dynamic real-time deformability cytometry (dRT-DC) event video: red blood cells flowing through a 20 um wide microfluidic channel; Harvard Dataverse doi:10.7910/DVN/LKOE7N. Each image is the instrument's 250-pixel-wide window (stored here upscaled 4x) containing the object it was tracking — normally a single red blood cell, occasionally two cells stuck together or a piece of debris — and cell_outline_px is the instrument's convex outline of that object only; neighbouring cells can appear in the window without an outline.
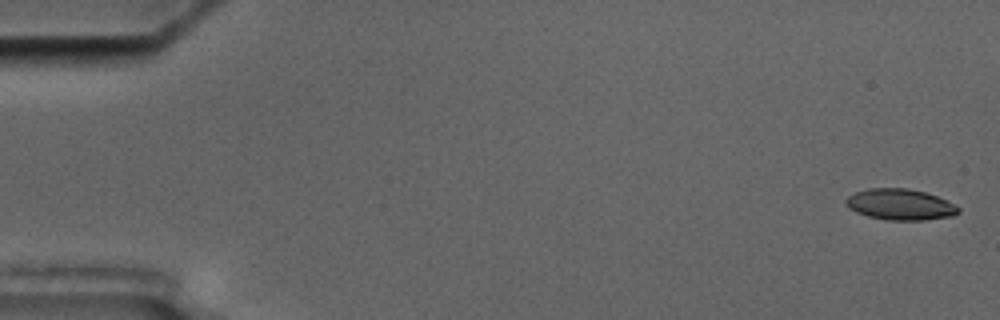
{"species": "common noctule bat (a hibernating species)", "species_latin": "Nyctalus noctula", "temperature_condition": "cold", "stored_images_in_passage": 5, "camera_frame_rate_fps": 3000, "um_per_image_px": 0.085, "animal": {"sex": "male", "body_mass_g": 17.5, "forearm_length_mm": 52.3}, "frame": {"image": 1, "passage_image": 1, "time_ms": 0.0, "image_size_px": [1000, 320], "cell_outline_px": [[960, 212], [952, 216], [924, 220], [888, 220], [868, 216], [856, 212], [848, 208], [844, 200], [848, 196], [856, 192], [868, 188], [908, 188], [924, 192], [936, 196], [960, 208]], "centroid_in_image_um": [76.48, 17.38], "position_along_channel_um": 8.5, "area_um2": 20.23}}
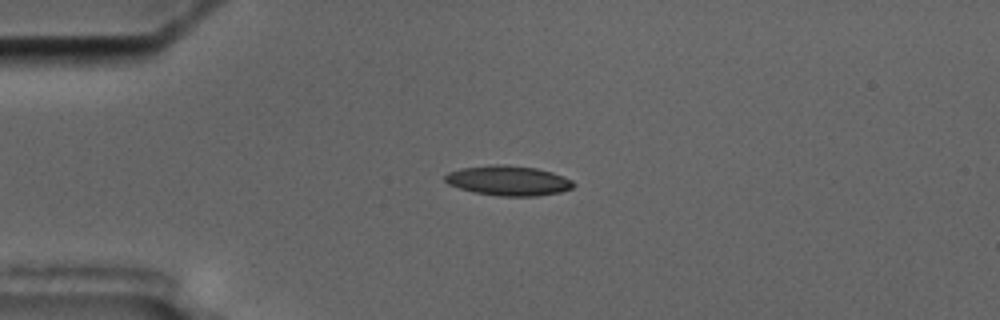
{"frame": {"image": 2, "passage_image": 4, "time_ms": 4.333, "image_size_px": [1000, 320], "cell_outline_px": [[576, 184], [572, 188], [560, 192], [536, 196], [500, 196], [476, 192], [460, 188], [448, 184], [444, 180], [444, 176], [448, 172], [460, 168], [496, 164], [504, 164], [536, 168], [552, 172], [564, 176], [572, 180]], "centroid_in_image_um": [43.22, 15.34], "position_along_channel_um": 41.8, "area_um2": 22.37}}